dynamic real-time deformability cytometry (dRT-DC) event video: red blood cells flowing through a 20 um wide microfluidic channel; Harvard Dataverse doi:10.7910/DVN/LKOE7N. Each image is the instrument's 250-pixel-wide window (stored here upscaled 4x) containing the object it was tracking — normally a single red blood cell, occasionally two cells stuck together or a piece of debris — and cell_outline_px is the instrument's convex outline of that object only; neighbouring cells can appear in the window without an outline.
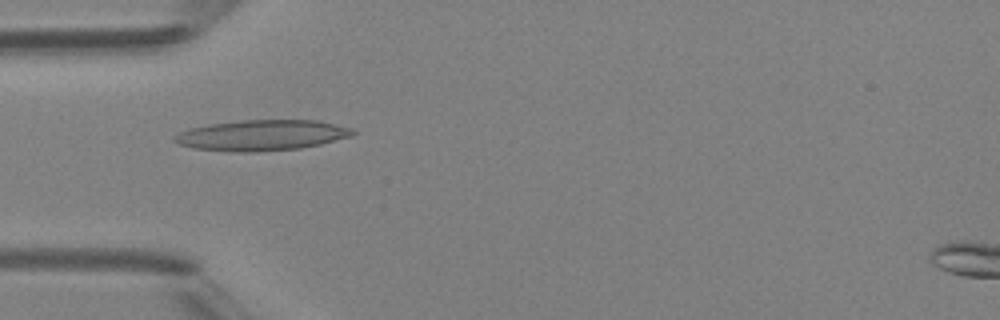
{"species": "Egyptian fruit bat (a non-hibernating species)", "species_latin": "Rousettus aegyptiacus", "temperature_condition": "room temperature", "stored_images_in_passage": 5, "camera_frame_rate_fps": 3000, "um_per_image_px": 0.085, "animal": {"sex": "female"}, "frame": {"image": 1, "passage_image": 4, "time_ms": 3.667, "image_size_px": [1000, 320], "cell_outline_px": [[356, 132], [352, 136], [320, 144], [300, 148], [256, 152], [232, 152], [192, 148], [180, 144], [172, 140], [172, 136], [180, 132], [192, 128], [212, 124], [240, 120], [320, 120], [352, 128]], "centroid_in_image_um": [22.26, 11.5], "position_along_channel_um": 62.7, "area_um2": 31.91}}
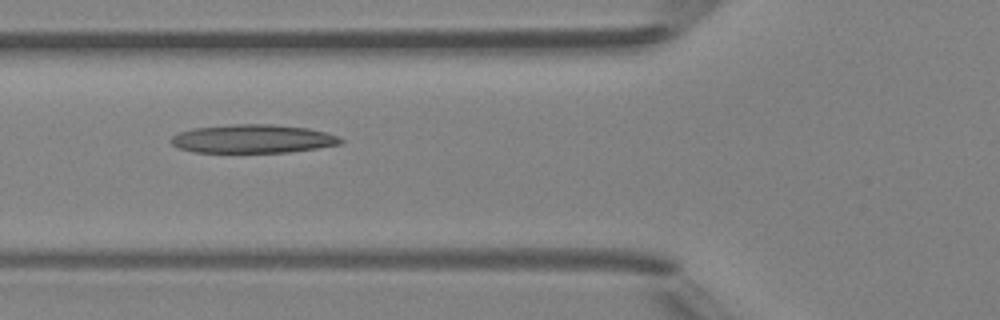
{"frame": {"image": 2, "passage_image": 5, "time_ms": 4.667, "image_size_px": [1000, 320], "cell_outline_px": [[344, 140], [340, 144], [316, 148], [288, 152], [196, 152], [180, 148], [172, 144], [172, 136], [180, 132], [192, 128], [232, 124], [272, 124], [308, 128], [340, 136]], "centroid_in_image_um": [21.51, 11.79], "position_along_channel_um": 104.3, "area_um2": 28.03}}